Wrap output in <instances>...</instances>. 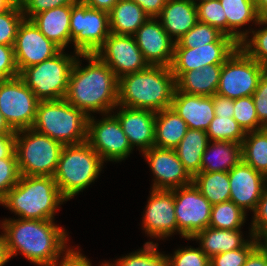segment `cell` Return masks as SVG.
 I'll return each mask as SVG.
<instances>
[{
	"label": "cell",
	"mask_w": 267,
	"mask_h": 266,
	"mask_svg": "<svg viewBox=\"0 0 267 266\" xmlns=\"http://www.w3.org/2000/svg\"><path fill=\"white\" fill-rule=\"evenodd\" d=\"M79 57L89 61L85 68L80 66ZM64 99L88 116L90 112L105 116L118 106V78L95 54H80L71 69Z\"/></svg>",
	"instance_id": "1"
},
{
	"label": "cell",
	"mask_w": 267,
	"mask_h": 266,
	"mask_svg": "<svg viewBox=\"0 0 267 266\" xmlns=\"http://www.w3.org/2000/svg\"><path fill=\"white\" fill-rule=\"evenodd\" d=\"M1 225L10 258L19 251L32 263L53 266L61 253L70 250L65 245V229L55 225L53 220L5 219Z\"/></svg>",
	"instance_id": "2"
},
{
	"label": "cell",
	"mask_w": 267,
	"mask_h": 266,
	"mask_svg": "<svg viewBox=\"0 0 267 266\" xmlns=\"http://www.w3.org/2000/svg\"><path fill=\"white\" fill-rule=\"evenodd\" d=\"M175 89L171 67L150 65L118 79V105L159 112L171 107Z\"/></svg>",
	"instance_id": "3"
},
{
	"label": "cell",
	"mask_w": 267,
	"mask_h": 266,
	"mask_svg": "<svg viewBox=\"0 0 267 266\" xmlns=\"http://www.w3.org/2000/svg\"><path fill=\"white\" fill-rule=\"evenodd\" d=\"M64 201L53 177L21 175L1 204L22 219L54 220L56 209Z\"/></svg>",
	"instance_id": "4"
},
{
	"label": "cell",
	"mask_w": 267,
	"mask_h": 266,
	"mask_svg": "<svg viewBox=\"0 0 267 266\" xmlns=\"http://www.w3.org/2000/svg\"><path fill=\"white\" fill-rule=\"evenodd\" d=\"M89 116L65 99L39 101L31 127L63 145L86 142Z\"/></svg>",
	"instance_id": "5"
},
{
	"label": "cell",
	"mask_w": 267,
	"mask_h": 266,
	"mask_svg": "<svg viewBox=\"0 0 267 266\" xmlns=\"http://www.w3.org/2000/svg\"><path fill=\"white\" fill-rule=\"evenodd\" d=\"M104 161L87 143L64 145L53 175L61 195L70 200L98 178Z\"/></svg>",
	"instance_id": "6"
},
{
	"label": "cell",
	"mask_w": 267,
	"mask_h": 266,
	"mask_svg": "<svg viewBox=\"0 0 267 266\" xmlns=\"http://www.w3.org/2000/svg\"><path fill=\"white\" fill-rule=\"evenodd\" d=\"M63 147L32 128L16 131L15 154L20 174L53 177Z\"/></svg>",
	"instance_id": "7"
},
{
	"label": "cell",
	"mask_w": 267,
	"mask_h": 266,
	"mask_svg": "<svg viewBox=\"0 0 267 266\" xmlns=\"http://www.w3.org/2000/svg\"><path fill=\"white\" fill-rule=\"evenodd\" d=\"M63 51L19 73L39 101L59 100L66 96L71 69L80 54L75 52L74 56H69Z\"/></svg>",
	"instance_id": "8"
},
{
	"label": "cell",
	"mask_w": 267,
	"mask_h": 266,
	"mask_svg": "<svg viewBox=\"0 0 267 266\" xmlns=\"http://www.w3.org/2000/svg\"><path fill=\"white\" fill-rule=\"evenodd\" d=\"M111 34L109 13L89 7L80 0L72 5L71 43L79 54H95Z\"/></svg>",
	"instance_id": "9"
},
{
	"label": "cell",
	"mask_w": 267,
	"mask_h": 266,
	"mask_svg": "<svg viewBox=\"0 0 267 266\" xmlns=\"http://www.w3.org/2000/svg\"><path fill=\"white\" fill-rule=\"evenodd\" d=\"M265 69L240 47L222 64L218 95L238 99L252 96Z\"/></svg>",
	"instance_id": "10"
},
{
	"label": "cell",
	"mask_w": 267,
	"mask_h": 266,
	"mask_svg": "<svg viewBox=\"0 0 267 266\" xmlns=\"http://www.w3.org/2000/svg\"><path fill=\"white\" fill-rule=\"evenodd\" d=\"M39 100L18 76L0 82V112L13 131L33 126Z\"/></svg>",
	"instance_id": "11"
},
{
	"label": "cell",
	"mask_w": 267,
	"mask_h": 266,
	"mask_svg": "<svg viewBox=\"0 0 267 266\" xmlns=\"http://www.w3.org/2000/svg\"><path fill=\"white\" fill-rule=\"evenodd\" d=\"M178 230L187 240L209 227L212 204L193 184L174 189Z\"/></svg>",
	"instance_id": "12"
},
{
	"label": "cell",
	"mask_w": 267,
	"mask_h": 266,
	"mask_svg": "<svg viewBox=\"0 0 267 266\" xmlns=\"http://www.w3.org/2000/svg\"><path fill=\"white\" fill-rule=\"evenodd\" d=\"M93 118L89 116L86 142L103 161L118 162L127 158L133 148L114 114L98 121Z\"/></svg>",
	"instance_id": "13"
},
{
	"label": "cell",
	"mask_w": 267,
	"mask_h": 266,
	"mask_svg": "<svg viewBox=\"0 0 267 266\" xmlns=\"http://www.w3.org/2000/svg\"><path fill=\"white\" fill-rule=\"evenodd\" d=\"M238 47L234 39L224 34L216 42L196 48L174 47L171 70L175 80L184 72L223 64Z\"/></svg>",
	"instance_id": "14"
},
{
	"label": "cell",
	"mask_w": 267,
	"mask_h": 266,
	"mask_svg": "<svg viewBox=\"0 0 267 266\" xmlns=\"http://www.w3.org/2000/svg\"><path fill=\"white\" fill-rule=\"evenodd\" d=\"M95 55L120 77L140 72L150 65L136 44L134 36L111 33Z\"/></svg>",
	"instance_id": "15"
},
{
	"label": "cell",
	"mask_w": 267,
	"mask_h": 266,
	"mask_svg": "<svg viewBox=\"0 0 267 266\" xmlns=\"http://www.w3.org/2000/svg\"><path fill=\"white\" fill-rule=\"evenodd\" d=\"M13 47L19 73L29 66L52 58L62 50L28 19L20 24Z\"/></svg>",
	"instance_id": "16"
},
{
	"label": "cell",
	"mask_w": 267,
	"mask_h": 266,
	"mask_svg": "<svg viewBox=\"0 0 267 266\" xmlns=\"http://www.w3.org/2000/svg\"><path fill=\"white\" fill-rule=\"evenodd\" d=\"M143 154L155 175L153 190H172L193 183L174 149L153 146Z\"/></svg>",
	"instance_id": "17"
},
{
	"label": "cell",
	"mask_w": 267,
	"mask_h": 266,
	"mask_svg": "<svg viewBox=\"0 0 267 266\" xmlns=\"http://www.w3.org/2000/svg\"><path fill=\"white\" fill-rule=\"evenodd\" d=\"M156 19L149 17L133 36L149 65L171 67L175 41Z\"/></svg>",
	"instance_id": "18"
},
{
	"label": "cell",
	"mask_w": 267,
	"mask_h": 266,
	"mask_svg": "<svg viewBox=\"0 0 267 266\" xmlns=\"http://www.w3.org/2000/svg\"><path fill=\"white\" fill-rule=\"evenodd\" d=\"M143 227L147 235L155 238L171 236L178 230L175 205L174 189L151 191L148 205L143 218Z\"/></svg>",
	"instance_id": "19"
},
{
	"label": "cell",
	"mask_w": 267,
	"mask_h": 266,
	"mask_svg": "<svg viewBox=\"0 0 267 266\" xmlns=\"http://www.w3.org/2000/svg\"><path fill=\"white\" fill-rule=\"evenodd\" d=\"M230 201L244 212L256 209L265 188L263 174L256 171L242 160L229 172Z\"/></svg>",
	"instance_id": "20"
},
{
	"label": "cell",
	"mask_w": 267,
	"mask_h": 266,
	"mask_svg": "<svg viewBox=\"0 0 267 266\" xmlns=\"http://www.w3.org/2000/svg\"><path fill=\"white\" fill-rule=\"evenodd\" d=\"M118 106L120 111L114 116L128 137L131 147L139 146L142 152L152 148L155 143L156 112Z\"/></svg>",
	"instance_id": "21"
},
{
	"label": "cell",
	"mask_w": 267,
	"mask_h": 266,
	"mask_svg": "<svg viewBox=\"0 0 267 266\" xmlns=\"http://www.w3.org/2000/svg\"><path fill=\"white\" fill-rule=\"evenodd\" d=\"M171 108L189 129L206 131L215 117L213 96L191 95L175 89Z\"/></svg>",
	"instance_id": "22"
},
{
	"label": "cell",
	"mask_w": 267,
	"mask_h": 266,
	"mask_svg": "<svg viewBox=\"0 0 267 266\" xmlns=\"http://www.w3.org/2000/svg\"><path fill=\"white\" fill-rule=\"evenodd\" d=\"M72 5L59 6L34 15L30 20L49 40L62 50L71 42L70 17Z\"/></svg>",
	"instance_id": "23"
},
{
	"label": "cell",
	"mask_w": 267,
	"mask_h": 266,
	"mask_svg": "<svg viewBox=\"0 0 267 266\" xmlns=\"http://www.w3.org/2000/svg\"><path fill=\"white\" fill-rule=\"evenodd\" d=\"M162 27L176 42L186 34L197 22V8L191 0H167L161 14Z\"/></svg>",
	"instance_id": "24"
},
{
	"label": "cell",
	"mask_w": 267,
	"mask_h": 266,
	"mask_svg": "<svg viewBox=\"0 0 267 266\" xmlns=\"http://www.w3.org/2000/svg\"><path fill=\"white\" fill-rule=\"evenodd\" d=\"M221 70L222 64H216L184 72L176 80V89L191 95L214 96L217 93Z\"/></svg>",
	"instance_id": "25"
},
{
	"label": "cell",
	"mask_w": 267,
	"mask_h": 266,
	"mask_svg": "<svg viewBox=\"0 0 267 266\" xmlns=\"http://www.w3.org/2000/svg\"><path fill=\"white\" fill-rule=\"evenodd\" d=\"M209 143L211 144L209 141L201 158L200 172H229L242 160L241 143L229 141H213L211 145Z\"/></svg>",
	"instance_id": "26"
},
{
	"label": "cell",
	"mask_w": 267,
	"mask_h": 266,
	"mask_svg": "<svg viewBox=\"0 0 267 266\" xmlns=\"http://www.w3.org/2000/svg\"><path fill=\"white\" fill-rule=\"evenodd\" d=\"M240 229L225 230L207 227L192 239L199 240L201 250L209 257L244 247L249 241L242 238Z\"/></svg>",
	"instance_id": "27"
},
{
	"label": "cell",
	"mask_w": 267,
	"mask_h": 266,
	"mask_svg": "<svg viewBox=\"0 0 267 266\" xmlns=\"http://www.w3.org/2000/svg\"><path fill=\"white\" fill-rule=\"evenodd\" d=\"M187 129L186 122L171 107L156 112L154 146L174 149L185 136Z\"/></svg>",
	"instance_id": "28"
},
{
	"label": "cell",
	"mask_w": 267,
	"mask_h": 266,
	"mask_svg": "<svg viewBox=\"0 0 267 266\" xmlns=\"http://www.w3.org/2000/svg\"><path fill=\"white\" fill-rule=\"evenodd\" d=\"M220 3L227 18V36L240 44L247 37L249 31H237L236 29L250 21L258 24L260 20L255 2L254 0H220Z\"/></svg>",
	"instance_id": "29"
},
{
	"label": "cell",
	"mask_w": 267,
	"mask_h": 266,
	"mask_svg": "<svg viewBox=\"0 0 267 266\" xmlns=\"http://www.w3.org/2000/svg\"><path fill=\"white\" fill-rule=\"evenodd\" d=\"M148 18L134 1L119 0L109 12L110 31L118 35L133 36Z\"/></svg>",
	"instance_id": "30"
},
{
	"label": "cell",
	"mask_w": 267,
	"mask_h": 266,
	"mask_svg": "<svg viewBox=\"0 0 267 266\" xmlns=\"http://www.w3.org/2000/svg\"><path fill=\"white\" fill-rule=\"evenodd\" d=\"M208 142L206 131L188 128L183 139L174 148L179 160L192 177L200 173L201 158Z\"/></svg>",
	"instance_id": "31"
},
{
	"label": "cell",
	"mask_w": 267,
	"mask_h": 266,
	"mask_svg": "<svg viewBox=\"0 0 267 266\" xmlns=\"http://www.w3.org/2000/svg\"><path fill=\"white\" fill-rule=\"evenodd\" d=\"M193 184L212 205L230 201L228 172H200L193 177Z\"/></svg>",
	"instance_id": "32"
},
{
	"label": "cell",
	"mask_w": 267,
	"mask_h": 266,
	"mask_svg": "<svg viewBox=\"0 0 267 266\" xmlns=\"http://www.w3.org/2000/svg\"><path fill=\"white\" fill-rule=\"evenodd\" d=\"M241 154L243 162L263 174L267 170V128L247 132Z\"/></svg>",
	"instance_id": "33"
},
{
	"label": "cell",
	"mask_w": 267,
	"mask_h": 266,
	"mask_svg": "<svg viewBox=\"0 0 267 266\" xmlns=\"http://www.w3.org/2000/svg\"><path fill=\"white\" fill-rule=\"evenodd\" d=\"M246 212L234 202L227 201L212 205L209 227L225 230L241 229Z\"/></svg>",
	"instance_id": "34"
},
{
	"label": "cell",
	"mask_w": 267,
	"mask_h": 266,
	"mask_svg": "<svg viewBox=\"0 0 267 266\" xmlns=\"http://www.w3.org/2000/svg\"><path fill=\"white\" fill-rule=\"evenodd\" d=\"M209 141H229L242 143L245 132L234 118L229 116H216L211 120L206 130Z\"/></svg>",
	"instance_id": "35"
},
{
	"label": "cell",
	"mask_w": 267,
	"mask_h": 266,
	"mask_svg": "<svg viewBox=\"0 0 267 266\" xmlns=\"http://www.w3.org/2000/svg\"><path fill=\"white\" fill-rule=\"evenodd\" d=\"M158 244L146 242L144 248L115 261L114 266H169L167 255L160 254Z\"/></svg>",
	"instance_id": "36"
},
{
	"label": "cell",
	"mask_w": 267,
	"mask_h": 266,
	"mask_svg": "<svg viewBox=\"0 0 267 266\" xmlns=\"http://www.w3.org/2000/svg\"><path fill=\"white\" fill-rule=\"evenodd\" d=\"M223 35L217 28L198 21L186 34L179 38L174 47L196 48L216 42Z\"/></svg>",
	"instance_id": "37"
},
{
	"label": "cell",
	"mask_w": 267,
	"mask_h": 266,
	"mask_svg": "<svg viewBox=\"0 0 267 266\" xmlns=\"http://www.w3.org/2000/svg\"><path fill=\"white\" fill-rule=\"evenodd\" d=\"M258 24L267 25V19H260ZM253 37L248 36L241 41L239 47L251 58L256 60L267 72V27L252 31ZM249 40V41H248Z\"/></svg>",
	"instance_id": "38"
},
{
	"label": "cell",
	"mask_w": 267,
	"mask_h": 266,
	"mask_svg": "<svg viewBox=\"0 0 267 266\" xmlns=\"http://www.w3.org/2000/svg\"><path fill=\"white\" fill-rule=\"evenodd\" d=\"M233 118L245 133L265 128L259 122L252 96L234 99Z\"/></svg>",
	"instance_id": "39"
},
{
	"label": "cell",
	"mask_w": 267,
	"mask_h": 266,
	"mask_svg": "<svg viewBox=\"0 0 267 266\" xmlns=\"http://www.w3.org/2000/svg\"><path fill=\"white\" fill-rule=\"evenodd\" d=\"M198 21L207 23L227 35V18L220 0H208L196 4Z\"/></svg>",
	"instance_id": "40"
},
{
	"label": "cell",
	"mask_w": 267,
	"mask_h": 266,
	"mask_svg": "<svg viewBox=\"0 0 267 266\" xmlns=\"http://www.w3.org/2000/svg\"><path fill=\"white\" fill-rule=\"evenodd\" d=\"M25 19L20 5L0 13V45H14L18 28Z\"/></svg>",
	"instance_id": "41"
},
{
	"label": "cell",
	"mask_w": 267,
	"mask_h": 266,
	"mask_svg": "<svg viewBox=\"0 0 267 266\" xmlns=\"http://www.w3.org/2000/svg\"><path fill=\"white\" fill-rule=\"evenodd\" d=\"M250 239L242 248L220 253L210 258V266H243L249 254L261 243L252 235Z\"/></svg>",
	"instance_id": "42"
},
{
	"label": "cell",
	"mask_w": 267,
	"mask_h": 266,
	"mask_svg": "<svg viewBox=\"0 0 267 266\" xmlns=\"http://www.w3.org/2000/svg\"><path fill=\"white\" fill-rule=\"evenodd\" d=\"M20 176L17 158L0 159V204L19 182Z\"/></svg>",
	"instance_id": "43"
},
{
	"label": "cell",
	"mask_w": 267,
	"mask_h": 266,
	"mask_svg": "<svg viewBox=\"0 0 267 266\" xmlns=\"http://www.w3.org/2000/svg\"><path fill=\"white\" fill-rule=\"evenodd\" d=\"M169 266H210V258L201 248L179 249L173 257L167 255Z\"/></svg>",
	"instance_id": "44"
},
{
	"label": "cell",
	"mask_w": 267,
	"mask_h": 266,
	"mask_svg": "<svg viewBox=\"0 0 267 266\" xmlns=\"http://www.w3.org/2000/svg\"><path fill=\"white\" fill-rule=\"evenodd\" d=\"M253 214L250 235L257 240L267 242V187L264 188Z\"/></svg>",
	"instance_id": "45"
},
{
	"label": "cell",
	"mask_w": 267,
	"mask_h": 266,
	"mask_svg": "<svg viewBox=\"0 0 267 266\" xmlns=\"http://www.w3.org/2000/svg\"><path fill=\"white\" fill-rule=\"evenodd\" d=\"M79 0H23L22 13L25 19L30 20L34 15L59 6L73 5Z\"/></svg>",
	"instance_id": "46"
},
{
	"label": "cell",
	"mask_w": 267,
	"mask_h": 266,
	"mask_svg": "<svg viewBox=\"0 0 267 266\" xmlns=\"http://www.w3.org/2000/svg\"><path fill=\"white\" fill-rule=\"evenodd\" d=\"M14 45H0V82L19 76Z\"/></svg>",
	"instance_id": "47"
},
{
	"label": "cell",
	"mask_w": 267,
	"mask_h": 266,
	"mask_svg": "<svg viewBox=\"0 0 267 266\" xmlns=\"http://www.w3.org/2000/svg\"><path fill=\"white\" fill-rule=\"evenodd\" d=\"M259 122L267 128V72L259 79L252 95Z\"/></svg>",
	"instance_id": "48"
},
{
	"label": "cell",
	"mask_w": 267,
	"mask_h": 266,
	"mask_svg": "<svg viewBox=\"0 0 267 266\" xmlns=\"http://www.w3.org/2000/svg\"><path fill=\"white\" fill-rule=\"evenodd\" d=\"M214 113L216 116H229L233 118L234 115V100L215 94L213 96Z\"/></svg>",
	"instance_id": "49"
},
{
	"label": "cell",
	"mask_w": 267,
	"mask_h": 266,
	"mask_svg": "<svg viewBox=\"0 0 267 266\" xmlns=\"http://www.w3.org/2000/svg\"><path fill=\"white\" fill-rule=\"evenodd\" d=\"M243 266H267V242H261L249 254Z\"/></svg>",
	"instance_id": "50"
},
{
	"label": "cell",
	"mask_w": 267,
	"mask_h": 266,
	"mask_svg": "<svg viewBox=\"0 0 267 266\" xmlns=\"http://www.w3.org/2000/svg\"><path fill=\"white\" fill-rule=\"evenodd\" d=\"M61 262L58 261L53 266H90V261L79 250L74 251L70 249L67 253H64ZM59 263V264H58Z\"/></svg>",
	"instance_id": "51"
},
{
	"label": "cell",
	"mask_w": 267,
	"mask_h": 266,
	"mask_svg": "<svg viewBox=\"0 0 267 266\" xmlns=\"http://www.w3.org/2000/svg\"><path fill=\"white\" fill-rule=\"evenodd\" d=\"M138 4L144 12L152 18H157L163 7L166 5L167 0H132Z\"/></svg>",
	"instance_id": "52"
},
{
	"label": "cell",
	"mask_w": 267,
	"mask_h": 266,
	"mask_svg": "<svg viewBox=\"0 0 267 266\" xmlns=\"http://www.w3.org/2000/svg\"><path fill=\"white\" fill-rule=\"evenodd\" d=\"M16 134L0 135V159L17 158L15 154Z\"/></svg>",
	"instance_id": "53"
},
{
	"label": "cell",
	"mask_w": 267,
	"mask_h": 266,
	"mask_svg": "<svg viewBox=\"0 0 267 266\" xmlns=\"http://www.w3.org/2000/svg\"><path fill=\"white\" fill-rule=\"evenodd\" d=\"M80 1L87 4L91 8L102 10L109 13L119 0H80Z\"/></svg>",
	"instance_id": "54"
},
{
	"label": "cell",
	"mask_w": 267,
	"mask_h": 266,
	"mask_svg": "<svg viewBox=\"0 0 267 266\" xmlns=\"http://www.w3.org/2000/svg\"><path fill=\"white\" fill-rule=\"evenodd\" d=\"M10 260L7 251L6 239L4 234L0 235V266H3L5 263Z\"/></svg>",
	"instance_id": "55"
},
{
	"label": "cell",
	"mask_w": 267,
	"mask_h": 266,
	"mask_svg": "<svg viewBox=\"0 0 267 266\" xmlns=\"http://www.w3.org/2000/svg\"><path fill=\"white\" fill-rule=\"evenodd\" d=\"M255 8L260 19H267V0H254Z\"/></svg>",
	"instance_id": "56"
},
{
	"label": "cell",
	"mask_w": 267,
	"mask_h": 266,
	"mask_svg": "<svg viewBox=\"0 0 267 266\" xmlns=\"http://www.w3.org/2000/svg\"><path fill=\"white\" fill-rule=\"evenodd\" d=\"M5 134H16V131H13L10 128V126L4 120L2 113L0 112V135Z\"/></svg>",
	"instance_id": "57"
},
{
	"label": "cell",
	"mask_w": 267,
	"mask_h": 266,
	"mask_svg": "<svg viewBox=\"0 0 267 266\" xmlns=\"http://www.w3.org/2000/svg\"><path fill=\"white\" fill-rule=\"evenodd\" d=\"M14 5L12 0H0V13L10 10Z\"/></svg>",
	"instance_id": "58"
},
{
	"label": "cell",
	"mask_w": 267,
	"mask_h": 266,
	"mask_svg": "<svg viewBox=\"0 0 267 266\" xmlns=\"http://www.w3.org/2000/svg\"><path fill=\"white\" fill-rule=\"evenodd\" d=\"M264 186H267V170L263 173Z\"/></svg>",
	"instance_id": "59"
},
{
	"label": "cell",
	"mask_w": 267,
	"mask_h": 266,
	"mask_svg": "<svg viewBox=\"0 0 267 266\" xmlns=\"http://www.w3.org/2000/svg\"><path fill=\"white\" fill-rule=\"evenodd\" d=\"M90 266H92L91 263H90ZM101 266H114V265H113V263L105 262V263H103Z\"/></svg>",
	"instance_id": "60"
},
{
	"label": "cell",
	"mask_w": 267,
	"mask_h": 266,
	"mask_svg": "<svg viewBox=\"0 0 267 266\" xmlns=\"http://www.w3.org/2000/svg\"><path fill=\"white\" fill-rule=\"evenodd\" d=\"M16 5H21L23 0H12Z\"/></svg>",
	"instance_id": "61"
},
{
	"label": "cell",
	"mask_w": 267,
	"mask_h": 266,
	"mask_svg": "<svg viewBox=\"0 0 267 266\" xmlns=\"http://www.w3.org/2000/svg\"><path fill=\"white\" fill-rule=\"evenodd\" d=\"M194 4H197V0L195 1V0H191ZM199 1V0H198ZM203 1H208V0H201V1H199V2H203Z\"/></svg>",
	"instance_id": "62"
}]
</instances>
